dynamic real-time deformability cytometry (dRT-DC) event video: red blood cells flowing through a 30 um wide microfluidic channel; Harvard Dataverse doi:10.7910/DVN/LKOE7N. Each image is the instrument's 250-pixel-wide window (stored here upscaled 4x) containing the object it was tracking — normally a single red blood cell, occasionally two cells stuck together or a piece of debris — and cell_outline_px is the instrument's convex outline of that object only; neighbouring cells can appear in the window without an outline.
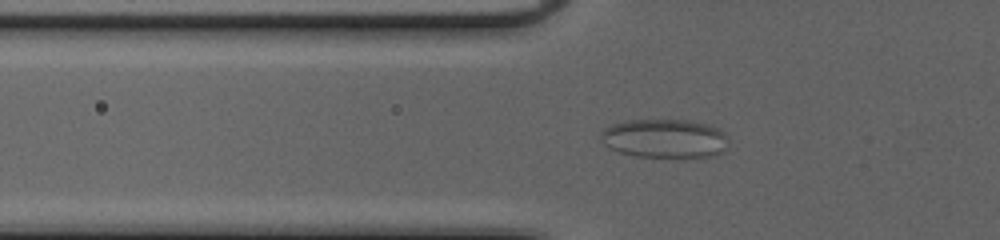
{"species": "common noctule bat (a hibernating species)", "species_latin": "Nyctalus noctula", "temperature_condition": "cold", "stored_images_in_passage": 48, "camera_frame_rate_fps": 3000, "um_per_image_px": 0.085, "animal": {"sex": "female", "body_mass_g": 20.0, "forearm_length_mm": 54.0}, "frame": {"image": 1, "passage_image": 20, "time_ms": 6.333, "image_size_px": [1000, 240], "cell_outline_px": [[728, 136], [724, 152], [712, 156], [636, 156], [620, 152], [608, 148], [604, 144], [600, 136], [600, 132], [604, 128], [612, 124], [624, 120], [688, 120], [704, 124], [716, 128], [724, 132]], "centroid_in_image_um": [56.46, 11.76], "position_along_channel_um": 69.3, "area_um2": 28.73}}
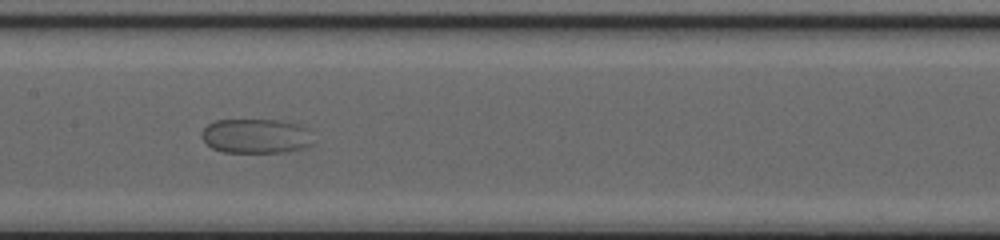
{"frame": {"image": 2, "passage_image": 29, "time_ms": 9.333, "image_size_px": [1000, 240], "cell_outline_px": [[312, 144], [304, 148], [288, 152], [224, 152], [212, 148], [200, 136], [200, 132], [208, 124], [216, 120], [276, 120], [296, 124], [308, 128]], "centroid_in_image_um": [21.74, 11.57], "position_along_channel_um": 185.7, "area_um2": 22.43}}
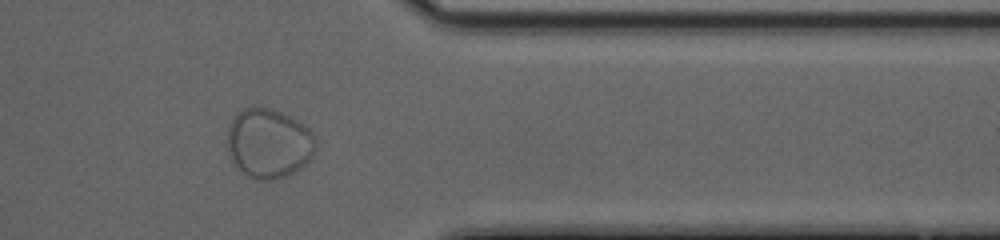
{"frame": {"image": 3, "passage_image": 45, "time_ms": 14.667, "image_size_px": [1000, 240], "cell_outline_px": [[316, 148], [312, 156], [300, 168], [284, 176], [272, 180], [256, 180], [248, 176], [236, 164], [228, 148], [228, 128], [236, 112], [244, 108], [268, 108], [280, 112], [296, 120], [308, 128], [312, 132], [316, 140]], "centroid_in_image_um": [22.86, 12.18], "position_along_channel_um": 388.5, "area_um2": 35.2}}